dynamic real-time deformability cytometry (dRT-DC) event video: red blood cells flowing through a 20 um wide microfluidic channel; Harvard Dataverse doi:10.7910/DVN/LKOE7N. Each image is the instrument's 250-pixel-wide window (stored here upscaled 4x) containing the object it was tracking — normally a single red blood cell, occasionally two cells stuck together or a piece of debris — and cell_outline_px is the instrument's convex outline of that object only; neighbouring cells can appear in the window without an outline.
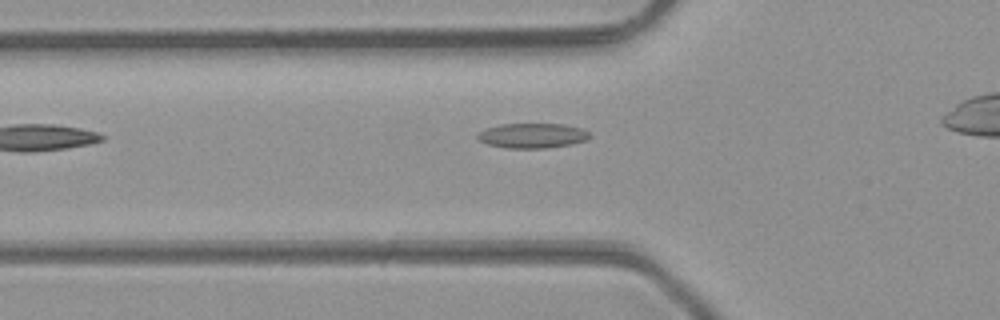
{"species": "common noctule bat (a hibernating species)", "species_latin": "Nyctalus noctula", "temperature_condition": "room temperature", "stored_images_in_passage": 27, "camera_frame_rate_fps": 3000, "um_per_image_px": 0.085, "animal": {"sex": "male", "body_mass_g": 23.1, "forearm_length_mm": 52.7}, "frame": {"image": 1, "passage_image": 2, "time_ms": 0.333, "image_size_px": [1000, 320], "cell_outline_px": [[592, 136], [584, 140], [572, 144], [548, 148], [508, 148], [488, 144], [480, 140], [476, 136], [480, 132], [488, 128], [500, 124], [564, 124], [580, 128], [588, 132]], "centroid_in_image_um": [45.27, 11.53], "position_along_channel_um": 80.5, "area_um2": 16.07}}
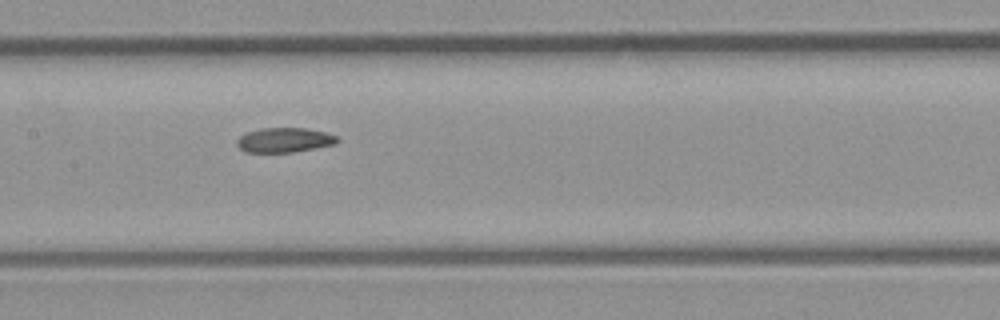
{"frame": {"image": 2, "passage_image": 9, "time_ms": 2.667, "image_size_px": [1000, 320], "cell_outline_px": [[340, 140], [336, 144], [316, 148], [292, 152], [244, 152], [236, 144], [236, 140], [240, 136], [248, 132], [260, 128], [304, 128], [324, 132], [336, 136]], "centroid_in_image_um": [24.17, 11.91], "position_along_channel_um": 183.2, "area_um2": 14.39}}
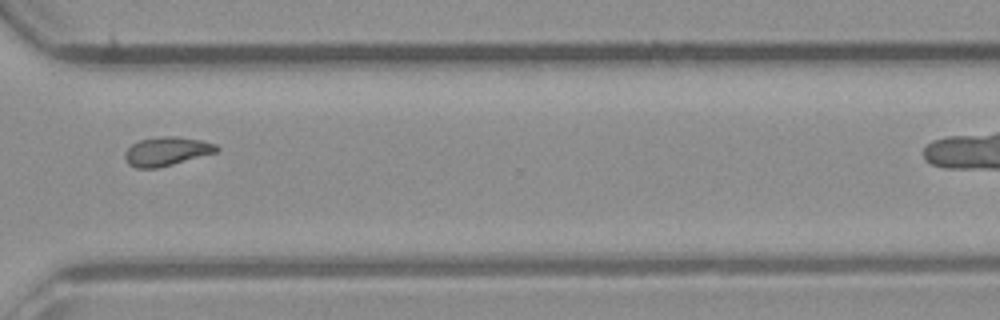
{"frame": {"image": 3, "passage_image": 21, "time_ms": 6.667, "image_size_px": [1000, 320], "cell_outline_px": [[220, 148], [216, 152], [172, 164], [156, 168], [136, 168], [128, 164], [124, 156], [124, 152], [132, 144], [140, 140], [160, 136], [176, 136], [200, 140], [216, 144]], "centroid_in_image_um": [14.14, 12.85], "position_along_channel_um": 356.5, "area_um2": 15.26}, "authors_computed_cell_mechanics": {"area_um2": 15.028, "velocity_mm_per_s": 4.3406, "shape_relaxation_time_tau1_ms": null, "shape_relaxation_time_tau2_ms": 5.0913, "deformation_change_tau1": null, "deformation_change_tau2": 0.1045}}